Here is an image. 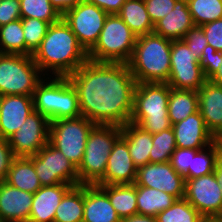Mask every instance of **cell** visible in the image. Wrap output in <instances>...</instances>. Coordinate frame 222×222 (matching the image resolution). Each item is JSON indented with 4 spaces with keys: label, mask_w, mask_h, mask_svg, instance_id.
I'll list each match as a JSON object with an SVG mask.
<instances>
[{
    "label": "cell",
    "mask_w": 222,
    "mask_h": 222,
    "mask_svg": "<svg viewBox=\"0 0 222 222\" xmlns=\"http://www.w3.org/2000/svg\"><path fill=\"white\" fill-rule=\"evenodd\" d=\"M68 78L77 90L82 116L95 124L130 122L137 83L127 64L88 59Z\"/></svg>",
    "instance_id": "obj_1"
},
{
    "label": "cell",
    "mask_w": 222,
    "mask_h": 222,
    "mask_svg": "<svg viewBox=\"0 0 222 222\" xmlns=\"http://www.w3.org/2000/svg\"><path fill=\"white\" fill-rule=\"evenodd\" d=\"M32 57L45 76L68 77L88 60V52L61 18L50 24Z\"/></svg>",
    "instance_id": "obj_2"
},
{
    "label": "cell",
    "mask_w": 222,
    "mask_h": 222,
    "mask_svg": "<svg viewBox=\"0 0 222 222\" xmlns=\"http://www.w3.org/2000/svg\"><path fill=\"white\" fill-rule=\"evenodd\" d=\"M172 41L152 32L137 37L127 63L136 83H167Z\"/></svg>",
    "instance_id": "obj_3"
},
{
    "label": "cell",
    "mask_w": 222,
    "mask_h": 222,
    "mask_svg": "<svg viewBox=\"0 0 222 222\" xmlns=\"http://www.w3.org/2000/svg\"><path fill=\"white\" fill-rule=\"evenodd\" d=\"M170 89L167 83H137L130 122L151 134L171 128L168 117Z\"/></svg>",
    "instance_id": "obj_4"
},
{
    "label": "cell",
    "mask_w": 222,
    "mask_h": 222,
    "mask_svg": "<svg viewBox=\"0 0 222 222\" xmlns=\"http://www.w3.org/2000/svg\"><path fill=\"white\" fill-rule=\"evenodd\" d=\"M33 105L50 122L82 116L77 90L68 77L45 76L34 91Z\"/></svg>",
    "instance_id": "obj_5"
},
{
    "label": "cell",
    "mask_w": 222,
    "mask_h": 222,
    "mask_svg": "<svg viewBox=\"0 0 222 222\" xmlns=\"http://www.w3.org/2000/svg\"><path fill=\"white\" fill-rule=\"evenodd\" d=\"M121 134L118 125L95 124L92 127L77 168L79 185H97L104 178L108 157Z\"/></svg>",
    "instance_id": "obj_6"
},
{
    "label": "cell",
    "mask_w": 222,
    "mask_h": 222,
    "mask_svg": "<svg viewBox=\"0 0 222 222\" xmlns=\"http://www.w3.org/2000/svg\"><path fill=\"white\" fill-rule=\"evenodd\" d=\"M136 39L137 36L117 14H108L97 42L88 51V59L127 64Z\"/></svg>",
    "instance_id": "obj_7"
},
{
    "label": "cell",
    "mask_w": 222,
    "mask_h": 222,
    "mask_svg": "<svg viewBox=\"0 0 222 222\" xmlns=\"http://www.w3.org/2000/svg\"><path fill=\"white\" fill-rule=\"evenodd\" d=\"M45 75L32 55L2 53L0 55V94L33 96Z\"/></svg>",
    "instance_id": "obj_8"
},
{
    "label": "cell",
    "mask_w": 222,
    "mask_h": 222,
    "mask_svg": "<svg viewBox=\"0 0 222 222\" xmlns=\"http://www.w3.org/2000/svg\"><path fill=\"white\" fill-rule=\"evenodd\" d=\"M95 125L84 116L50 122L49 143L78 168L82 162L88 135Z\"/></svg>",
    "instance_id": "obj_9"
},
{
    "label": "cell",
    "mask_w": 222,
    "mask_h": 222,
    "mask_svg": "<svg viewBox=\"0 0 222 222\" xmlns=\"http://www.w3.org/2000/svg\"><path fill=\"white\" fill-rule=\"evenodd\" d=\"M198 62L197 55L182 39L172 41L167 84L174 89L198 91L207 81Z\"/></svg>",
    "instance_id": "obj_10"
},
{
    "label": "cell",
    "mask_w": 222,
    "mask_h": 222,
    "mask_svg": "<svg viewBox=\"0 0 222 222\" xmlns=\"http://www.w3.org/2000/svg\"><path fill=\"white\" fill-rule=\"evenodd\" d=\"M33 164L42 186L79 185L77 168L49 142L33 155Z\"/></svg>",
    "instance_id": "obj_11"
},
{
    "label": "cell",
    "mask_w": 222,
    "mask_h": 222,
    "mask_svg": "<svg viewBox=\"0 0 222 222\" xmlns=\"http://www.w3.org/2000/svg\"><path fill=\"white\" fill-rule=\"evenodd\" d=\"M107 15L98 6L83 0L69 9L62 18L77 36L78 42L88 52L97 42Z\"/></svg>",
    "instance_id": "obj_12"
},
{
    "label": "cell",
    "mask_w": 222,
    "mask_h": 222,
    "mask_svg": "<svg viewBox=\"0 0 222 222\" xmlns=\"http://www.w3.org/2000/svg\"><path fill=\"white\" fill-rule=\"evenodd\" d=\"M50 121L37 111L31 112L23 125L7 140L15 157H30L49 141Z\"/></svg>",
    "instance_id": "obj_13"
},
{
    "label": "cell",
    "mask_w": 222,
    "mask_h": 222,
    "mask_svg": "<svg viewBox=\"0 0 222 222\" xmlns=\"http://www.w3.org/2000/svg\"><path fill=\"white\" fill-rule=\"evenodd\" d=\"M184 198L202 215L222 217V188L214 172L185 179Z\"/></svg>",
    "instance_id": "obj_14"
},
{
    "label": "cell",
    "mask_w": 222,
    "mask_h": 222,
    "mask_svg": "<svg viewBox=\"0 0 222 222\" xmlns=\"http://www.w3.org/2000/svg\"><path fill=\"white\" fill-rule=\"evenodd\" d=\"M136 186L164 191L177 199L185 196V179L170 162L148 163L137 168Z\"/></svg>",
    "instance_id": "obj_15"
},
{
    "label": "cell",
    "mask_w": 222,
    "mask_h": 222,
    "mask_svg": "<svg viewBox=\"0 0 222 222\" xmlns=\"http://www.w3.org/2000/svg\"><path fill=\"white\" fill-rule=\"evenodd\" d=\"M137 167L127 143L120 137L108 157L104 178L97 185L134 184Z\"/></svg>",
    "instance_id": "obj_16"
},
{
    "label": "cell",
    "mask_w": 222,
    "mask_h": 222,
    "mask_svg": "<svg viewBox=\"0 0 222 222\" xmlns=\"http://www.w3.org/2000/svg\"><path fill=\"white\" fill-rule=\"evenodd\" d=\"M33 111V96L3 95L0 106V139L7 140L18 131Z\"/></svg>",
    "instance_id": "obj_17"
},
{
    "label": "cell",
    "mask_w": 222,
    "mask_h": 222,
    "mask_svg": "<svg viewBox=\"0 0 222 222\" xmlns=\"http://www.w3.org/2000/svg\"><path fill=\"white\" fill-rule=\"evenodd\" d=\"M178 148L204 149L217 139L208 130L199 110L172 125Z\"/></svg>",
    "instance_id": "obj_18"
},
{
    "label": "cell",
    "mask_w": 222,
    "mask_h": 222,
    "mask_svg": "<svg viewBox=\"0 0 222 222\" xmlns=\"http://www.w3.org/2000/svg\"><path fill=\"white\" fill-rule=\"evenodd\" d=\"M198 93V107L205 125L216 139L222 137V86L206 81Z\"/></svg>",
    "instance_id": "obj_19"
},
{
    "label": "cell",
    "mask_w": 222,
    "mask_h": 222,
    "mask_svg": "<svg viewBox=\"0 0 222 222\" xmlns=\"http://www.w3.org/2000/svg\"><path fill=\"white\" fill-rule=\"evenodd\" d=\"M33 196L0 181V216L6 222H28Z\"/></svg>",
    "instance_id": "obj_20"
},
{
    "label": "cell",
    "mask_w": 222,
    "mask_h": 222,
    "mask_svg": "<svg viewBox=\"0 0 222 222\" xmlns=\"http://www.w3.org/2000/svg\"><path fill=\"white\" fill-rule=\"evenodd\" d=\"M71 187V184L64 183L41 186L34 193L28 222H54L55 211Z\"/></svg>",
    "instance_id": "obj_21"
},
{
    "label": "cell",
    "mask_w": 222,
    "mask_h": 222,
    "mask_svg": "<svg viewBox=\"0 0 222 222\" xmlns=\"http://www.w3.org/2000/svg\"><path fill=\"white\" fill-rule=\"evenodd\" d=\"M194 26L187 0H177L174 9L154 24L153 32L171 41L181 40Z\"/></svg>",
    "instance_id": "obj_22"
},
{
    "label": "cell",
    "mask_w": 222,
    "mask_h": 222,
    "mask_svg": "<svg viewBox=\"0 0 222 222\" xmlns=\"http://www.w3.org/2000/svg\"><path fill=\"white\" fill-rule=\"evenodd\" d=\"M108 195L97 185H84L83 222H120Z\"/></svg>",
    "instance_id": "obj_23"
},
{
    "label": "cell",
    "mask_w": 222,
    "mask_h": 222,
    "mask_svg": "<svg viewBox=\"0 0 222 222\" xmlns=\"http://www.w3.org/2000/svg\"><path fill=\"white\" fill-rule=\"evenodd\" d=\"M121 138L127 143L134 165L139 168L150 163L152 134L132 122L121 126Z\"/></svg>",
    "instance_id": "obj_24"
},
{
    "label": "cell",
    "mask_w": 222,
    "mask_h": 222,
    "mask_svg": "<svg viewBox=\"0 0 222 222\" xmlns=\"http://www.w3.org/2000/svg\"><path fill=\"white\" fill-rule=\"evenodd\" d=\"M4 181L33 194L42 186L34 168L33 156L15 157Z\"/></svg>",
    "instance_id": "obj_25"
},
{
    "label": "cell",
    "mask_w": 222,
    "mask_h": 222,
    "mask_svg": "<svg viewBox=\"0 0 222 222\" xmlns=\"http://www.w3.org/2000/svg\"><path fill=\"white\" fill-rule=\"evenodd\" d=\"M97 186L108 195L111 205L121 219L138 214L135 184Z\"/></svg>",
    "instance_id": "obj_26"
},
{
    "label": "cell",
    "mask_w": 222,
    "mask_h": 222,
    "mask_svg": "<svg viewBox=\"0 0 222 222\" xmlns=\"http://www.w3.org/2000/svg\"><path fill=\"white\" fill-rule=\"evenodd\" d=\"M117 15L137 37L153 32L144 0H126Z\"/></svg>",
    "instance_id": "obj_27"
},
{
    "label": "cell",
    "mask_w": 222,
    "mask_h": 222,
    "mask_svg": "<svg viewBox=\"0 0 222 222\" xmlns=\"http://www.w3.org/2000/svg\"><path fill=\"white\" fill-rule=\"evenodd\" d=\"M137 211L140 215L156 217L170 207L177 198L164 191L136 186Z\"/></svg>",
    "instance_id": "obj_28"
},
{
    "label": "cell",
    "mask_w": 222,
    "mask_h": 222,
    "mask_svg": "<svg viewBox=\"0 0 222 222\" xmlns=\"http://www.w3.org/2000/svg\"><path fill=\"white\" fill-rule=\"evenodd\" d=\"M84 185L72 186L62 197L54 222H83Z\"/></svg>",
    "instance_id": "obj_29"
},
{
    "label": "cell",
    "mask_w": 222,
    "mask_h": 222,
    "mask_svg": "<svg viewBox=\"0 0 222 222\" xmlns=\"http://www.w3.org/2000/svg\"><path fill=\"white\" fill-rule=\"evenodd\" d=\"M198 109L197 91L170 89L168 117L172 125L186 119L189 115L197 112Z\"/></svg>",
    "instance_id": "obj_30"
},
{
    "label": "cell",
    "mask_w": 222,
    "mask_h": 222,
    "mask_svg": "<svg viewBox=\"0 0 222 222\" xmlns=\"http://www.w3.org/2000/svg\"><path fill=\"white\" fill-rule=\"evenodd\" d=\"M222 157V144L219 139L204 149L199 150L192 158L188 169V179L211 174L218 160Z\"/></svg>",
    "instance_id": "obj_31"
},
{
    "label": "cell",
    "mask_w": 222,
    "mask_h": 222,
    "mask_svg": "<svg viewBox=\"0 0 222 222\" xmlns=\"http://www.w3.org/2000/svg\"><path fill=\"white\" fill-rule=\"evenodd\" d=\"M0 51L1 53L25 55L22 19L0 27Z\"/></svg>",
    "instance_id": "obj_32"
},
{
    "label": "cell",
    "mask_w": 222,
    "mask_h": 222,
    "mask_svg": "<svg viewBox=\"0 0 222 222\" xmlns=\"http://www.w3.org/2000/svg\"><path fill=\"white\" fill-rule=\"evenodd\" d=\"M195 26L222 18V0H187Z\"/></svg>",
    "instance_id": "obj_33"
},
{
    "label": "cell",
    "mask_w": 222,
    "mask_h": 222,
    "mask_svg": "<svg viewBox=\"0 0 222 222\" xmlns=\"http://www.w3.org/2000/svg\"><path fill=\"white\" fill-rule=\"evenodd\" d=\"M20 13L21 18H36L49 24L62 18L50 0H20Z\"/></svg>",
    "instance_id": "obj_34"
},
{
    "label": "cell",
    "mask_w": 222,
    "mask_h": 222,
    "mask_svg": "<svg viewBox=\"0 0 222 222\" xmlns=\"http://www.w3.org/2000/svg\"><path fill=\"white\" fill-rule=\"evenodd\" d=\"M202 215L185 199H177L156 215L157 222H198Z\"/></svg>",
    "instance_id": "obj_35"
},
{
    "label": "cell",
    "mask_w": 222,
    "mask_h": 222,
    "mask_svg": "<svg viewBox=\"0 0 222 222\" xmlns=\"http://www.w3.org/2000/svg\"><path fill=\"white\" fill-rule=\"evenodd\" d=\"M153 146L150 151V163L170 162L176 149L175 134L171 128L152 134Z\"/></svg>",
    "instance_id": "obj_36"
},
{
    "label": "cell",
    "mask_w": 222,
    "mask_h": 222,
    "mask_svg": "<svg viewBox=\"0 0 222 222\" xmlns=\"http://www.w3.org/2000/svg\"><path fill=\"white\" fill-rule=\"evenodd\" d=\"M21 19L25 38V55H32L40 46L50 24L36 18Z\"/></svg>",
    "instance_id": "obj_37"
},
{
    "label": "cell",
    "mask_w": 222,
    "mask_h": 222,
    "mask_svg": "<svg viewBox=\"0 0 222 222\" xmlns=\"http://www.w3.org/2000/svg\"><path fill=\"white\" fill-rule=\"evenodd\" d=\"M201 149L178 148L171 155L170 163L175 171L188 179V169L191 167L192 158Z\"/></svg>",
    "instance_id": "obj_38"
},
{
    "label": "cell",
    "mask_w": 222,
    "mask_h": 222,
    "mask_svg": "<svg viewBox=\"0 0 222 222\" xmlns=\"http://www.w3.org/2000/svg\"><path fill=\"white\" fill-rule=\"evenodd\" d=\"M177 0H144L149 18L154 25L170 13Z\"/></svg>",
    "instance_id": "obj_39"
},
{
    "label": "cell",
    "mask_w": 222,
    "mask_h": 222,
    "mask_svg": "<svg viewBox=\"0 0 222 222\" xmlns=\"http://www.w3.org/2000/svg\"><path fill=\"white\" fill-rule=\"evenodd\" d=\"M182 40L199 59L202 57L203 50L208 45L206 36L204 35L201 26H194L193 28L189 29Z\"/></svg>",
    "instance_id": "obj_40"
},
{
    "label": "cell",
    "mask_w": 222,
    "mask_h": 222,
    "mask_svg": "<svg viewBox=\"0 0 222 222\" xmlns=\"http://www.w3.org/2000/svg\"><path fill=\"white\" fill-rule=\"evenodd\" d=\"M199 66L202 68L206 80H209L218 70L219 52L211 45H207L199 59Z\"/></svg>",
    "instance_id": "obj_41"
},
{
    "label": "cell",
    "mask_w": 222,
    "mask_h": 222,
    "mask_svg": "<svg viewBox=\"0 0 222 222\" xmlns=\"http://www.w3.org/2000/svg\"><path fill=\"white\" fill-rule=\"evenodd\" d=\"M204 35L206 36L207 43L222 52V18L213 22L201 25Z\"/></svg>",
    "instance_id": "obj_42"
},
{
    "label": "cell",
    "mask_w": 222,
    "mask_h": 222,
    "mask_svg": "<svg viewBox=\"0 0 222 222\" xmlns=\"http://www.w3.org/2000/svg\"><path fill=\"white\" fill-rule=\"evenodd\" d=\"M19 19L20 0H0V27Z\"/></svg>",
    "instance_id": "obj_43"
},
{
    "label": "cell",
    "mask_w": 222,
    "mask_h": 222,
    "mask_svg": "<svg viewBox=\"0 0 222 222\" xmlns=\"http://www.w3.org/2000/svg\"><path fill=\"white\" fill-rule=\"evenodd\" d=\"M15 158L8 140L0 139V181H4Z\"/></svg>",
    "instance_id": "obj_44"
},
{
    "label": "cell",
    "mask_w": 222,
    "mask_h": 222,
    "mask_svg": "<svg viewBox=\"0 0 222 222\" xmlns=\"http://www.w3.org/2000/svg\"><path fill=\"white\" fill-rule=\"evenodd\" d=\"M100 9L104 10L107 14H117L126 0H86Z\"/></svg>",
    "instance_id": "obj_45"
},
{
    "label": "cell",
    "mask_w": 222,
    "mask_h": 222,
    "mask_svg": "<svg viewBox=\"0 0 222 222\" xmlns=\"http://www.w3.org/2000/svg\"><path fill=\"white\" fill-rule=\"evenodd\" d=\"M82 1L83 0H50V3L58 13L63 16L69 9H72Z\"/></svg>",
    "instance_id": "obj_46"
},
{
    "label": "cell",
    "mask_w": 222,
    "mask_h": 222,
    "mask_svg": "<svg viewBox=\"0 0 222 222\" xmlns=\"http://www.w3.org/2000/svg\"><path fill=\"white\" fill-rule=\"evenodd\" d=\"M120 222H157V219L153 216L136 214L130 217L122 218Z\"/></svg>",
    "instance_id": "obj_47"
},
{
    "label": "cell",
    "mask_w": 222,
    "mask_h": 222,
    "mask_svg": "<svg viewBox=\"0 0 222 222\" xmlns=\"http://www.w3.org/2000/svg\"><path fill=\"white\" fill-rule=\"evenodd\" d=\"M217 72L208 80L216 85L222 86V52H219V63Z\"/></svg>",
    "instance_id": "obj_48"
},
{
    "label": "cell",
    "mask_w": 222,
    "mask_h": 222,
    "mask_svg": "<svg viewBox=\"0 0 222 222\" xmlns=\"http://www.w3.org/2000/svg\"><path fill=\"white\" fill-rule=\"evenodd\" d=\"M214 176L217 180V183L221 186L222 188V157L218 160L215 170H214Z\"/></svg>",
    "instance_id": "obj_49"
},
{
    "label": "cell",
    "mask_w": 222,
    "mask_h": 222,
    "mask_svg": "<svg viewBox=\"0 0 222 222\" xmlns=\"http://www.w3.org/2000/svg\"><path fill=\"white\" fill-rule=\"evenodd\" d=\"M198 222H222V218L218 216H202Z\"/></svg>",
    "instance_id": "obj_50"
},
{
    "label": "cell",
    "mask_w": 222,
    "mask_h": 222,
    "mask_svg": "<svg viewBox=\"0 0 222 222\" xmlns=\"http://www.w3.org/2000/svg\"><path fill=\"white\" fill-rule=\"evenodd\" d=\"M0 222H6V221L0 216Z\"/></svg>",
    "instance_id": "obj_51"
},
{
    "label": "cell",
    "mask_w": 222,
    "mask_h": 222,
    "mask_svg": "<svg viewBox=\"0 0 222 222\" xmlns=\"http://www.w3.org/2000/svg\"><path fill=\"white\" fill-rule=\"evenodd\" d=\"M1 99H2V95L0 94V106H1Z\"/></svg>",
    "instance_id": "obj_52"
}]
</instances>
